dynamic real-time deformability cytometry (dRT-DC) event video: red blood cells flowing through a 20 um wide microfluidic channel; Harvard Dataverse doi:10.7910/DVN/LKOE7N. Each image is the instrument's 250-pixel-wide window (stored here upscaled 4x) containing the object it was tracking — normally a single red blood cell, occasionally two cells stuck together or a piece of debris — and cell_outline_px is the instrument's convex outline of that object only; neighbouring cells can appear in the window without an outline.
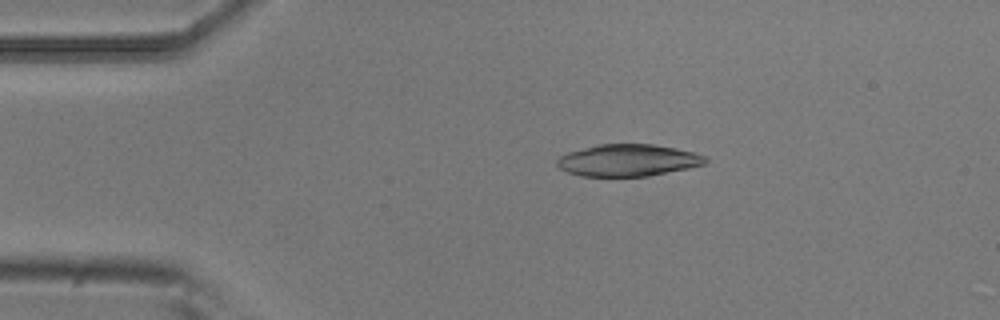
{"species": "common noctule bat (a hibernating species)", "species_latin": "Nyctalus noctula", "temperature_condition": "room temperature", "stored_images_in_passage": 6, "camera_frame_rate_fps": 3000, "um_per_image_px": 0.085, "animal": {"sex": "male", "body_mass_g": 20.5, "forearm_length_mm": 52.5}, "frame": {"image": 1, "passage_image": 3, "time_ms": 0.667, "image_size_px": [1000, 320], "cell_outline_px": [[708, 160], [704, 164], [688, 168], [648, 176], [580, 176], [568, 172], [560, 168], [556, 164], [556, 160], [560, 156], [568, 152], [596, 144], [656, 144], [676, 148], [692, 152], [704, 156]], "centroid_in_image_um": [53.35, 13.62], "position_along_channel_um": 31.6, "area_um2": 27.57}}
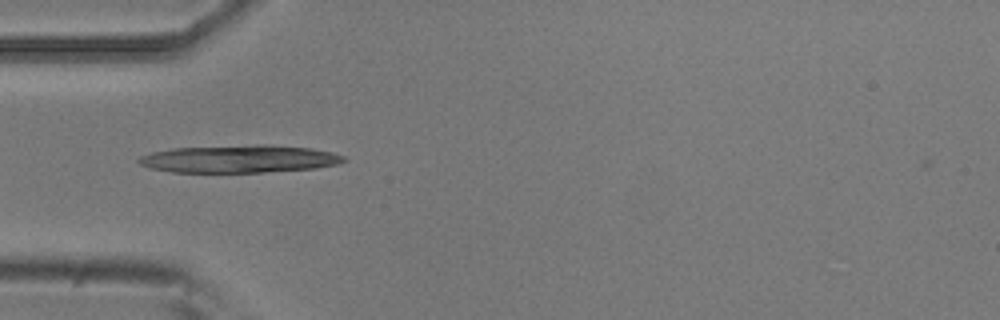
{"frame": {"image": 2, "passage_image": 4, "time_ms": 1.0, "image_size_px": [1000, 320], "cell_outline_px": [[348, 160], [340, 164], [316, 168], [264, 172], [172, 172], [152, 168], [140, 164], [136, 160], [140, 156], [152, 152], [172, 148], [260, 144], [272, 144], [312, 148], [332, 152], [344, 156]], "centroid_in_image_um": [20.39, 13.5], "position_along_channel_um": 64.6, "area_um2": 33.29}}
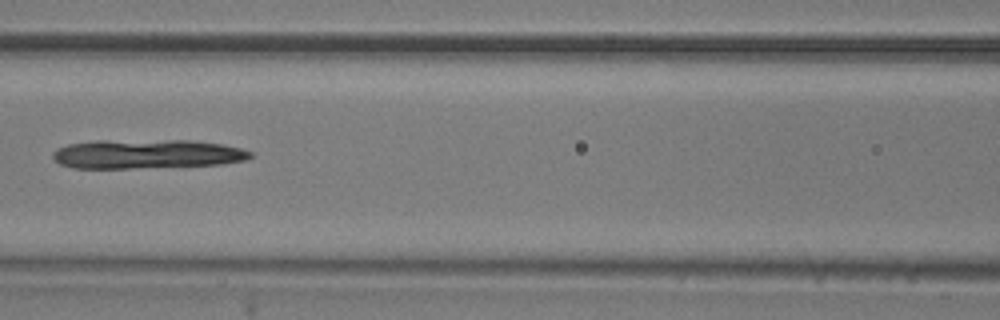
{"frame": {"image": 3, "passage_image": 6, "time_ms": 1.667, "image_size_px": [1000, 320], "cell_outline_px": [[252, 156], [244, 160], [220, 164], [128, 168], [72, 168], [60, 164], [52, 156], [52, 152], [56, 148], [68, 144], [96, 140], [188, 140], [220, 144], [240, 148], [252, 152]], "centroid_in_image_um": [12.41, 13.08], "position_along_channel_um": 154.2, "area_um2": 33.47}}